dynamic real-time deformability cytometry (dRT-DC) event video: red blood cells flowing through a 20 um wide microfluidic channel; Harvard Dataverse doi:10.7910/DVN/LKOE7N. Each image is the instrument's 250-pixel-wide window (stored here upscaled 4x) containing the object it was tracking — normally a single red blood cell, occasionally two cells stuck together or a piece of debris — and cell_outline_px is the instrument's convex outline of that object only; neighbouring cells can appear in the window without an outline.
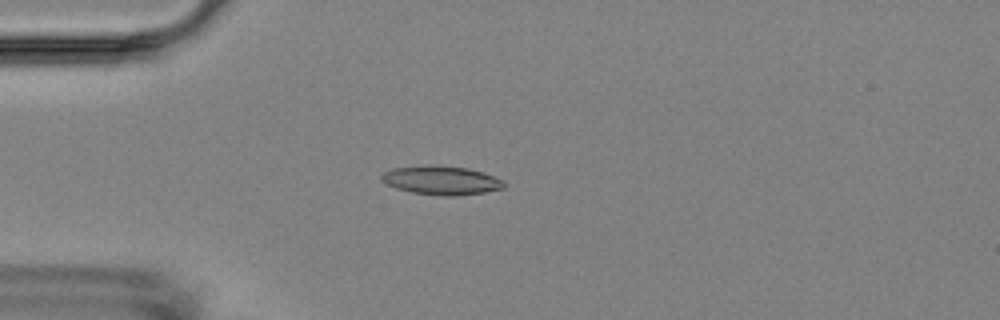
{"species": "Egyptian fruit bat (a non-hibernating species)", "species_latin": "Rousettus aegyptiacus", "temperature_condition": "room temperature", "stored_images_in_passage": 6, "camera_frame_rate_fps": 3000, "um_per_image_px": 0.085, "animal": {"sex": "female"}, "frame": {"image": 1, "passage_image": 5, "time_ms": 4.667, "image_size_px": [1000, 320], "cell_outline_px": [[504, 188], [484, 192], [456, 196], [444, 196], [412, 192], [396, 188], [380, 180], [380, 176], [384, 172], [392, 168], [428, 164], [468, 168], [484, 172], [504, 180]], "centroid_in_image_um": [37.51, 15.31], "position_along_channel_um": 47.5, "area_um2": 20.69}}